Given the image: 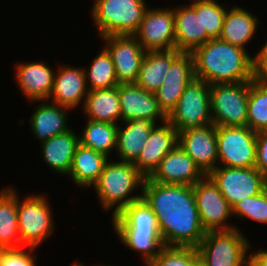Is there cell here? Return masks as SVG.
I'll return each mask as SVG.
<instances>
[{"label": "cell", "instance_id": "52a82bcc", "mask_svg": "<svg viewBox=\"0 0 267 266\" xmlns=\"http://www.w3.org/2000/svg\"><path fill=\"white\" fill-rule=\"evenodd\" d=\"M250 81L210 85L212 124L246 126Z\"/></svg>", "mask_w": 267, "mask_h": 266}, {"label": "cell", "instance_id": "7bdbcfd3", "mask_svg": "<svg viewBox=\"0 0 267 266\" xmlns=\"http://www.w3.org/2000/svg\"><path fill=\"white\" fill-rule=\"evenodd\" d=\"M190 1V3H189ZM187 4H192V3H203V2H215L219 0H189Z\"/></svg>", "mask_w": 267, "mask_h": 266}, {"label": "cell", "instance_id": "44dd1931", "mask_svg": "<svg viewBox=\"0 0 267 266\" xmlns=\"http://www.w3.org/2000/svg\"><path fill=\"white\" fill-rule=\"evenodd\" d=\"M185 4L174 5L175 49L192 53L210 38L206 31H202L201 12H196L190 4Z\"/></svg>", "mask_w": 267, "mask_h": 266}, {"label": "cell", "instance_id": "9c48e42d", "mask_svg": "<svg viewBox=\"0 0 267 266\" xmlns=\"http://www.w3.org/2000/svg\"><path fill=\"white\" fill-rule=\"evenodd\" d=\"M218 166L253 168L257 132L247 126L216 127Z\"/></svg>", "mask_w": 267, "mask_h": 266}, {"label": "cell", "instance_id": "8d00e7d4", "mask_svg": "<svg viewBox=\"0 0 267 266\" xmlns=\"http://www.w3.org/2000/svg\"><path fill=\"white\" fill-rule=\"evenodd\" d=\"M195 79L192 53H181L165 74L163 83L190 84Z\"/></svg>", "mask_w": 267, "mask_h": 266}, {"label": "cell", "instance_id": "60d3db41", "mask_svg": "<svg viewBox=\"0 0 267 266\" xmlns=\"http://www.w3.org/2000/svg\"><path fill=\"white\" fill-rule=\"evenodd\" d=\"M255 168L267 178V130L257 132Z\"/></svg>", "mask_w": 267, "mask_h": 266}, {"label": "cell", "instance_id": "e0dca14e", "mask_svg": "<svg viewBox=\"0 0 267 266\" xmlns=\"http://www.w3.org/2000/svg\"><path fill=\"white\" fill-rule=\"evenodd\" d=\"M118 95L122 122L143 119L160 124L167 121V116L160 109L155 94L145 91L136 83L119 84Z\"/></svg>", "mask_w": 267, "mask_h": 266}, {"label": "cell", "instance_id": "f546056e", "mask_svg": "<svg viewBox=\"0 0 267 266\" xmlns=\"http://www.w3.org/2000/svg\"><path fill=\"white\" fill-rule=\"evenodd\" d=\"M83 126L82 131L78 132L80 144L102 153L110 159L113 158L117 146L118 124L86 119Z\"/></svg>", "mask_w": 267, "mask_h": 266}, {"label": "cell", "instance_id": "ab89813d", "mask_svg": "<svg viewBox=\"0 0 267 266\" xmlns=\"http://www.w3.org/2000/svg\"><path fill=\"white\" fill-rule=\"evenodd\" d=\"M258 49L256 54L252 52L253 80L267 85V38Z\"/></svg>", "mask_w": 267, "mask_h": 266}, {"label": "cell", "instance_id": "8992f818", "mask_svg": "<svg viewBox=\"0 0 267 266\" xmlns=\"http://www.w3.org/2000/svg\"><path fill=\"white\" fill-rule=\"evenodd\" d=\"M238 229L208 231L196 248L201 266H249L250 239ZM251 247V248H250Z\"/></svg>", "mask_w": 267, "mask_h": 266}, {"label": "cell", "instance_id": "5b68a950", "mask_svg": "<svg viewBox=\"0 0 267 266\" xmlns=\"http://www.w3.org/2000/svg\"><path fill=\"white\" fill-rule=\"evenodd\" d=\"M147 0H94L90 18L99 38L133 35L150 5Z\"/></svg>", "mask_w": 267, "mask_h": 266}, {"label": "cell", "instance_id": "b9f144b4", "mask_svg": "<svg viewBox=\"0 0 267 266\" xmlns=\"http://www.w3.org/2000/svg\"><path fill=\"white\" fill-rule=\"evenodd\" d=\"M249 255V266H267V249L261 247L256 251L251 249Z\"/></svg>", "mask_w": 267, "mask_h": 266}, {"label": "cell", "instance_id": "4dcf8cb0", "mask_svg": "<svg viewBox=\"0 0 267 266\" xmlns=\"http://www.w3.org/2000/svg\"><path fill=\"white\" fill-rule=\"evenodd\" d=\"M83 68L89 91L114 88L119 85L111 56L104 47L94 56L89 67L83 66Z\"/></svg>", "mask_w": 267, "mask_h": 266}, {"label": "cell", "instance_id": "603a6c76", "mask_svg": "<svg viewBox=\"0 0 267 266\" xmlns=\"http://www.w3.org/2000/svg\"><path fill=\"white\" fill-rule=\"evenodd\" d=\"M254 14L243 6L231 5L228 7L219 38L247 50L248 44H253L251 41H254L255 35L258 34L257 29L261 24L258 16Z\"/></svg>", "mask_w": 267, "mask_h": 266}, {"label": "cell", "instance_id": "f35d334b", "mask_svg": "<svg viewBox=\"0 0 267 266\" xmlns=\"http://www.w3.org/2000/svg\"><path fill=\"white\" fill-rule=\"evenodd\" d=\"M36 248L20 247L5 249L0 258V266H37Z\"/></svg>", "mask_w": 267, "mask_h": 266}, {"label": "cell", "instance_id": "277c9868", "mask_svg": "<svg viewBox=\"0 0 267 266\" xmlns=\"http://www.w3.org/2000/svg\"><path fill=\"white\" fill-rule=\"evenodd\" d=\"M30 194V195H29ZM22 196L17 191V219L20 247L38 248L55 233L56 223L47 193H29ZM21 198V199H20ZM49 198V199H48Z\"/></svg>", "mask_w": 267, "mask_h": 266}, {"label": "cell", "instance_id": "484cf974", "mask_svg": "<svg viewBox=\"0 0 267 266\" xmlns=\"http://www.w3.org/2000/svg\"><path fill=\"white\" fill-rule=\"evenodd\" d=\"M81 108L86 119L113 124L122 122L118 86L89 91Z\"/></svg>", "mask_w": 267, "mask_h": 266}, {"label": "cell", "instance_id": "7c38bea8", "mask_svg": "<svg viewBox=\"0 0 267 266\" xmlns=\"http://www.w3.org/2000/svg\"><path fill=\"white\" fill-rule=\"evenodd\" d=\"M133 36L145 51L175 49L174 7H149Z\"/></svg>", "mask_w": 267, "mask_h": 266}, {"label": "cell", "instance_id": "d6986e66", "mask_svg": "<svg viewBox=\"0 0 267 266\" xmlns=\"http://www.w3.org/2000/svg\"><path fill=\"white\" fill-rule=\"evenodd\" d=\"M178 144V132L168 122L156 124L150 132L137 160L133 163L136 169L148 178L160 161Z\"/></svg>", "mask_w": 267, "mask_h": 266}, {"label": "cell", "instance_id": "4fadbf2b", "mask_svg": "<svg viewBox=\"0 0 267 266\" xmlns=\"http://www.w3.org/2000/svg\"><path fill=\"white\" fill-rule=\"evenodd\" d=\"M115 67L118 84L135 83L146 51L133 35H109L101 38Z\"/></svg>", "mask_w": 267, "mask_h": 266}, {"label": "cell", "instance_id": "ba28073f", "mask_svg": "<svg viewBox=\"0 0 267 266\" xmlns=\"http://www.w3.org/2000/svg\"><path fill=\"white\" fill-rule=\"evenodd\" d=\"M167 121L177 132L212 124L210 85L203 80L193 79L180 96Z\"/></svg>", "mask_w": 267, "mask_h": 266}, {"label": "cell", "instance_id": "8fae6325", "mask_svg": "<svg viewBox=\"0 0 267 266\" xmlns=\"http://www.w3.org/2000/svg\"><path fill=\"white\" fill-rule=\"evenodd\" d=\"M193 193L200 221L206 232L233 229L241 231L232 222V207L207 175L193 186Z\"/></svg>", "mask_w": 267, "mask_h": 266}, {"label": "cell", "instance_id": "2e32d148", "mask_svg": "<svg viewBox=\"0 0 267 266\" xmlns=\"http://www.w3.org/2000/svg\"><path fill=\"white\" fill-rule=\"evenodd\" d=\"M88 92L84 68L61 63L55 71L48 101L70 108L73 112L83 107Z\"/></svg>", "mask_w": 267, "mask_h": 266}, {"label": "cell", "instance_id": "d590c367", "mask_svg": "<svg viewBox=\"0 0 267 266\" xmlns=\"http://www.w3.org/2000/svg\"><path fill=\"white\" fill-rule=\"evenodd\" d=\"M147 266H201L196 248L163 246Z\"/></svg>", "mask_w": 267, "mask_h": 266}, {"label": "cell", "instance_id": "e575fe53", "mask_svg": "<svg viewBox=\"0 0 267 266\" xmlns=\"http://www.w3.org/2000/svg\"><path fill=\"white\" fill-rule=\"evenodd\" d=\"M236 220L254 221L253 223L267 224V187L253 197L244 198L232 207Z\"/></svg>", "mask_w": 267, "mask_h": 266}, {"label": "cell", "instance_id": "30bf717a", "mask_svg": "<svg viewBox=\"0 0 267 266\" xmlns=\"http://www.w3.org/2000/svg\"><path fill=\"white\" fill-rule=\"evenodd\" d=\"M207 176L231 207L244 198L260 194L267 187V178L255 167L217 166Z\"/></svg>", "mask_w": 267, "mask_h": 266}, {"label": "cell", "instance_id": "5bb4252c", "mask_svg": "<svg viewBox=\"0 0 267 266\" xmlns=\"http://www.w3.org/2000/svg\"><path fill=\"white\" fill-rule=\"evenodd\" d=\"M14 79L26 101L48 100L53 89L55 69L42 60L14 64Z\"/></svg>", "mask_w": 267, "mask_h": 266}, {"label": "cell", "instance_id": "d6a6232c", "mask_svg": "<svg viewBox=\"0 0 267 266\" xmlns=\"http://www.w3.org/2000/svg\"><path fill=\"white\" fill-rule=\"evenodd\" d=\"M246 126L255 132L267 130V85L250 81Z\"/></svg>", "mask_w": 267, "mask_h": 266}, {"label": "cell", "instance_id": "ee69618b", "mask_svg": "<svg viewBox=\"0 0 267 266\" xmlns=\"http://www.w3.org/2000/svg\"><path fill=\"white\" fill-rule=\"evenodd\" d=\"M85 265H86L85 263L80 262V261H76V260L73 262V264H71V266H85ZM95 266H102V264L101 263L100 264L96 263Z\"/></svg>", "mask_w": 267, "mask_h": 266}, {"label": "cell", "instance_id": "ac0fdd59", "mask_svg": "<svg viewBox=\"0 0 267 266\" xmlns=\"http://www.w3.org/2000/svg\"><path fill=\"white\" fill-rule=\"evenodd\" d=\"M205 176L193 159L177 144L160 161L148 179L160 184L194 186Z\"/></svg>", "mask_w": 267, "mask_h": 266}, {"label": "cell", "instance_id": "cb8c5ba5", "mask_svg": "<svg viewBox=\"0 0 267 266\" xmlns=\"http://www.w3.org/2000/svg\"><path fill=\"white\" fill-rule=\"evenodd\" d=\"M155 125L156 123L153 121L143 119L129 120L118 124L114 159L134 163Z\"/></svg>", "mask_w": 267, "mask_h": 266}, {"label": "cell", "instance_id": "7402d4cb", "mask_svg": "<svg viewBox=\"0 0 267 266\" xmlns=\"http://www.w3.org/2000/svg\"><path fill=\"white\" fill-rule=\"evenodd\" d=\"M70 129L69 131L55 135L48 140L39 143L40 158L44 165L57 175L67 176L71 169L73 156L79 142V133ZM76 132V133H75ZM78 134V135H77ZM43 158V159H42Z\"/></svg>", "mask_w": 267, "mask_h": 266}, {"label": "cell", "instance_id": "4316f807", "mask_svg": "<svg viewBox=\"0 0 267 266\" xmlns=\"http://www.w3.org/2000/svg\"><path fill=\"white\" fill-rule=\"evenodd\" d=\"M181 53L176 49L146 51L135 83L145 91L154 93L163 84L165 74Z\"/></svg>", "mask_w": 267, "mask_h": 266}, {"label": "cell", "instance_id": "ffe728a7", "mask_svg": "<svg viewBox=\"0 0 267 266\" xmlns=\"http://www.w3.org/2000/svg\"><path fill=\"white\" fill-rule=\"evenodd\" d=\"M37 103L30 114L28 123L33 138L39 143L70 129L69 114L72 109L52 103L48 100L33 101ZM36 106V107H35Z\"/></svg>", "mask_w": 267, "mask_h": 266}, {"label": "cell", "instance_id": "9a60e30c", "mask_svg": "<svg viewBox=\"0 0 267 266\" xmlns=\"http://www.w3.org/2000/svg\"><path fill=\"white\" fill-rule=\"evenodd\" d=\"M178 145L208 175L218 166L216 126L188 128L178 132Z\"/></svg>", "mask_w": 267, "mask_h": 266}, {"label": "cell", "instance_id": "bcb514c9", "mask_svg": "<svg viewBox=\"0 0 267 266\" xmlns=\"http://www.w3.org/2000/svg\"><path fill=\"white\" fill-rule=\"evenodd\" d=\"M102 266H112V265H108V264H103V263H102Z\"/></svg>", "mask_w": 267, "mask_h": 266}, {"label": "cell", "instance_id": "83f0119b", "mask_svg": "<svg viewBox=\"0 0 267 266\" xmlns=\"http://www.w3.org/2000/svg\"><path fill=\"white\" fill-rule=\"evenodd\" d=\"M110 220L115 232L160 233L157 218L143 198L132 202Z\"/></svg>", "mask_w": 267, "mask_h": 266}, {"label": "cell", "instance_id": "1f68e13d", "mask_svg": "<svg viewBox=\"0 0 267 266\" xmlns=\"http://www.w3.org/2000/svg\"><path fill=\"white\" fill-rule=\"evenodd\" d=\"M129 250L139 253L143 266H147L164 246L160 233L114 232Z\"/></svg>", "mask_w": 267, "mask_h": 266}, {"label": "cell", "instance_id": "3957f363", "mask_svg": "<svg viewBox=\"0 0 267 266\" xmlns=\"http://www.w3.org/2000/svg\"><path fill=\"white\" fill-rule=\"evenodd\" d=\"M144 179L133 163L111 158L92 188L99 206L104 212L113 211L110 214L113 218L132 202L142 199Z\"/></svg>", "mask_w": 267, "mask_h": 266}, {"label": "cell", "instance_id": "7a4b0ae2", "mask_svg": "<svg viewBox=\"0 0 267 266\" xmlns=\"http://www.w3.org/2000/svg\"><path fill=\"white\" fill-rule=\"evenodd\" d=\"M249 50L220 38L210 39L192 52L194 76L209 85L252 81L253 60Z\"/></svg>", "mask_w": 267, "mask_h": 266}, {"label": "cell", "instance_id": "74e56055", "mask_svg": "<svg viewBox=\"0 0 267 266\" xmlns=\"http://www.w3.org/2000/svg\"><path fill=\"white\" fill-rule=\"evenodd\" d=\"M189 84L163 83L155 92L160 109L168 117Z\"/></svg>", "mask_w": 267, "mask_h": 266}, {"label": "cell", "instance_id": "f1b7e54d", "mask_svg": "<svg viewBox=\"0 0 267 266\" xmlns=\"http://www.w3.org/2000/svg\"><path fill=\"white\" fill-rule=\"evenodd\" d=\"M0 246L20 248L17 219V189L11 184L0 189Z\"/></svg>", "mask_w": 267, "mask_h": 266}, {"label": "cell", "instance_id": "d4e9b609", "mask_svg": "<svg viewBox=\"0 0 267 266\" xmlns=\"http://www.w3.org/2000/svg\"><path fill=\"white\" fill-rule=\"evenodd\" d=\"M110 158L79 144L73 156L71 169L67 178L75 184L77 189L92 188L98 181L105 164Z\"/></svg>", "mask_w": 267, "mask_h": 266}, {"label": "cell", "instance_id": "836d02e7", "mask_svg": "<svg viewBox=\"0 0 267 266\" xmlns=\"http://www.w3.org/2000/svg\"><path fill=\"white\" fill-rule=\"evenodd\" d=\"M220 2L221 1L190 4L196 12H201L202 31H206V35L210 39L220 37L225 14L229 7L227 4Z\"/></svg>", "mask_w": 267, "mask_h": 266}, {"label": "cell", "instance_id": "6da1fadb", "mask_svg": "<svg viewBox=\"0 0 267 266\" xmlns=\"http://www.w3.org/2000/svg\"><path fill=\"white\" fill-rule=\"evenodd\" d=\"M142 198L157 218L164 246L197 248L204 238L192 185L144 179Z\"/></svg>", "mask_w": 267, "mask_h": 266}, {"label": "cell", "instance_id": "f6af8a7d", "mask_svg": "<svg viewBox=\"0 0 267 266\" xmlns=\"http://www.w3.org/2000/svg\"><path fill=\"white\" fill-rule=\"evenodd\" d=\"M4 250L5 249L2 246H0V258H1L2 253L4 252Z\"/></svg>", "mask_w": 267, "mask_h": 266}]
</instances>
